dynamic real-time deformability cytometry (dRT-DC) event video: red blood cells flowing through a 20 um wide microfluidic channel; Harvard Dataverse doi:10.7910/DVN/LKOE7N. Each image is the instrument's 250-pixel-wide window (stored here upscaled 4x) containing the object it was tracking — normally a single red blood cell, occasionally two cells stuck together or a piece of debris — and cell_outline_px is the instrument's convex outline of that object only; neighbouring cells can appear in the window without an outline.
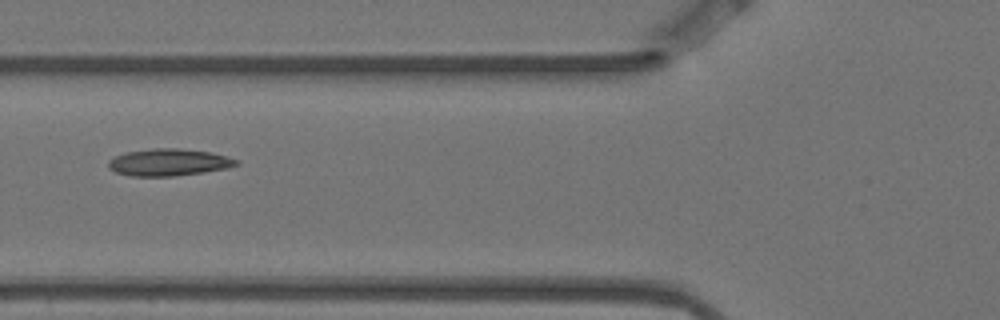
{"species": "Egyptian fruit bat (a non-hibernating species)", "species_latin": "Rousettus aegyptiacus", "temperature_condition": "warm", "stored_images_in_passage": 4, "camera_frame_rate_fps": 3000, "um_per_image_px": 0.085, "animal": {"sex": "female"}, "frame": {"image": 1, "passage_image": 2, "time_ms": 0.333, "image_size_px": [1000, 320], "cell_outline_px": [[240, 164], [228, 168], [204, 172], [172, 176], [132, 176], [116, 172], [108, 168], [108, 160], [124, 152], [152, 148], [180, 148], [212, 152], [228, 156], [240, 160]], "centroid_in_image_um": [14.38, 13.78], "position_along_channel_um": 111.4, "area_um2": 20.4}}
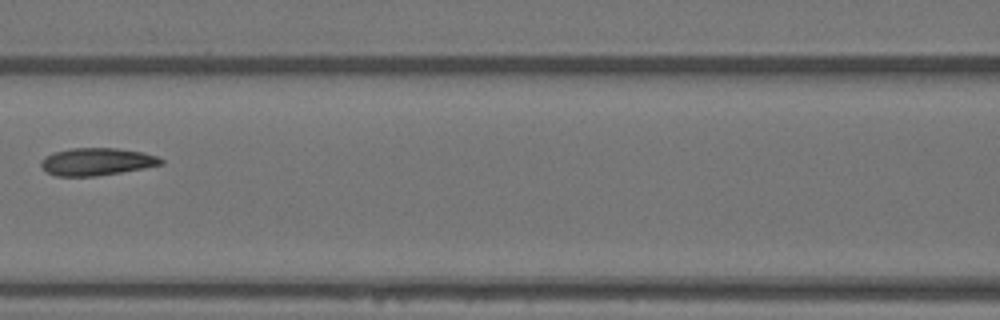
{"frame": {"image": 2, "passage_image": 3, "time_ms": 0.667, "image_size_px": [1000, 320], "cell_outline_px": [[164, 164], [144, 168], [96, 176], [56, 176], [48, 172], [40, 164], [44, 156], [56, 152], [72, 148], [116, 148], [140, 152], [156, 156], [164, 160]], "centroid_in_image_um": [8.23, 13.74], "position_along_channel_um": 158.4, "area_um2": 18.96}}
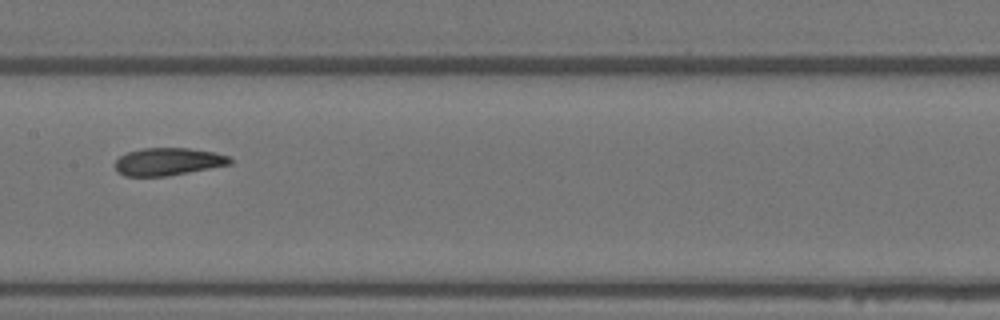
{"frame": {"image": 3, "passage_image": 4, "time_ms": 1.0, "image_size_px": [1000, 320], "cell_outline_px": [[232, 164], [168, 176], [124, 176], [116, 172], [116, 160], [120, 156], [128, 152], [144, 148], [188, 148], [216, 152], [228, 156], [232, 160]], "centroid_in_image_um": [14.3, 13.74], "position_along_channel_um": 193.1, "area_um2": 18.5}}